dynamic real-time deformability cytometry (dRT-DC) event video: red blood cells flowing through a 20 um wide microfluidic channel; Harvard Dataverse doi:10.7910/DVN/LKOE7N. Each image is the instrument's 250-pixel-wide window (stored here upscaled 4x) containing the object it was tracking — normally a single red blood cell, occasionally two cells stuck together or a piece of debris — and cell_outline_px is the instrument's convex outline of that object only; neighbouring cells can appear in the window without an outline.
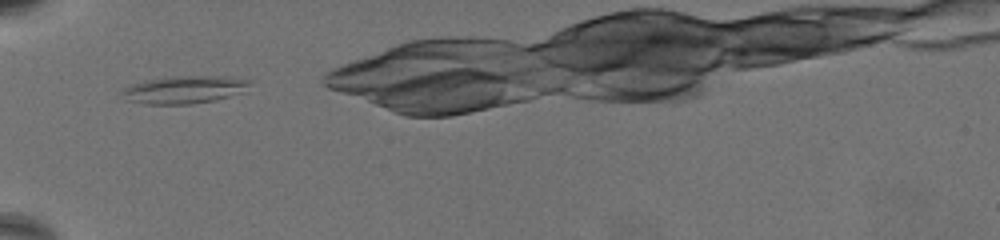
{"species": "common noctule bat (a hibernating species)", "species_latin": "Nyctalus noctula", "temperature_condition": "warm", "stored_images_in_passage": 35, "camera_frame_rate_fps": 3000, "um_per_image_px": 0.085, "animal": {"sex": "female", "body_mass_g": 19.5, "forearm_length_mm": 54.1}, "frame": {"image": 1, "passage_image": 1, "time_ms": 0.0, "image_size_px": [1000, 240], "cell_outline_px": [[252, 80], [244, 92], [212, 100], [188, 104], [148, 104], [128, 100], [120, 92], [128, 84], [144, 80], [164, 76], [232, 76]], "centroid_in_image_um": [15.65, 7.59], "position_along_channel_um": 69.3, "area_um2": 20.75}}
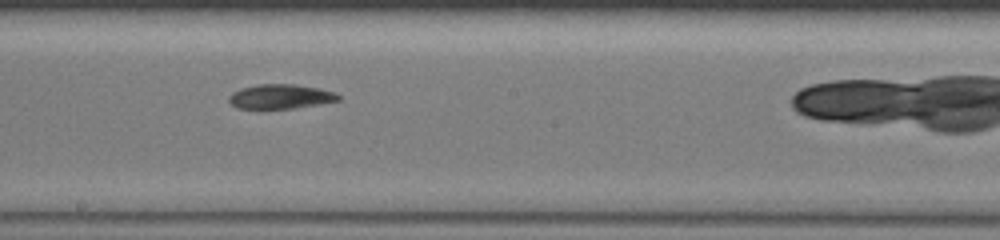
{"frame": {"image": 2, "passage_image": 16, "time_ms": 5.0, "image_size_px": [1000, 240], "cell_outline_px": [[340, 100], [292, 108], [236, 108], [228, 100], [228, 96], [232, 92], [240, 88], [256, 84], [292, 84], [320, 88], [332, 92], [340, 96]], "centroid_in_image_um": [23.78, 8.19], "position_along_channel_um": 224.4, "area_um2": 15.43}}
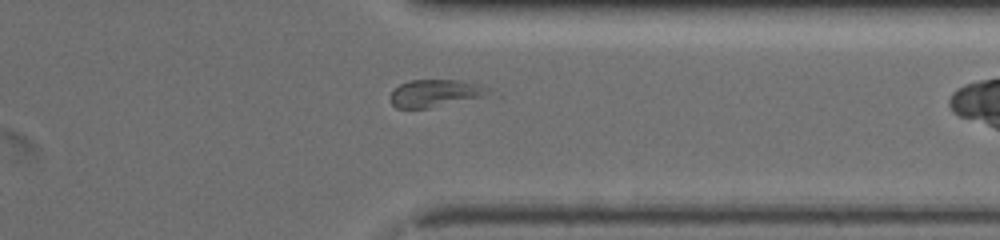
{"frame": {"image": 3, "passage_image": 30, "time_ms": 9.667, "image_size_px": [1000, 240], "cell_outline_px": [[492, 92], [480, 96], [428, 108], [396, 108], [392, 104], [392, 92], [400, 84], [408, 80], [460, 80], [480, 84], [488, 88]], "centroid_in_image_um": [36.96, 7.9], "position_along_channel_um": 374.4, "area_um2": 15.2}}